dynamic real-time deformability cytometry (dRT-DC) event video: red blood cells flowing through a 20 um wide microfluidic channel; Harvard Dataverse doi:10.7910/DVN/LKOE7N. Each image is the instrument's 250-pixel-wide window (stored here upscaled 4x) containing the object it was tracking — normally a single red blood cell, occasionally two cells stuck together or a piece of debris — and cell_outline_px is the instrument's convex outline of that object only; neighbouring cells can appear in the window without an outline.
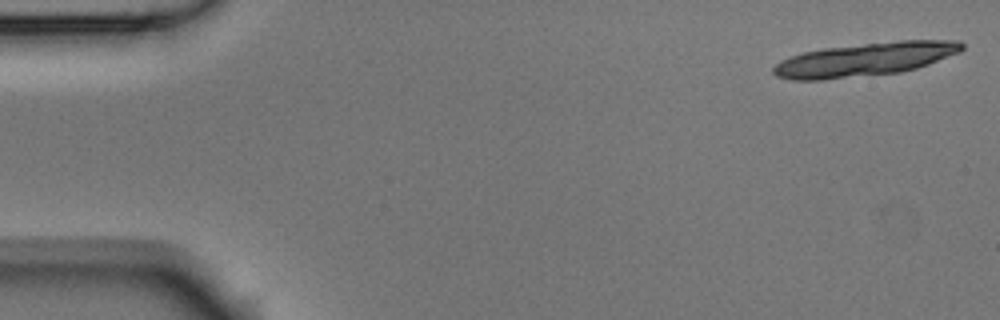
{"species": "Egyptian fruit bat (a non-hibernating species)", "species_latin": "Rousettus aegyptiacus", "temperature_condition": "room temperature", "stored_images_in_passage": 4, "camera_frame_rate_fps": 3000, "um_per_image_px": 0.085, "animal": {"sex": "male"}, "frame": {"image": 1, "passage_image": 1, "time_ms": 0.0, "image_size_px": [1000, 320], "cell_outline_px": [[964, 48], [960, 52], [928, 64], [916, 68], [900, 72], [824, 80], [792, 80], [776, 76], [772, 72], [772, 68], [780, 60], [804, 52], [824, 48], [900, 40], [960, 40], [964, 44]], "centroid_in_image_um": [73.52, 5.05], "position_along_channel_um": 11.5, "area_um2": 36.7}}
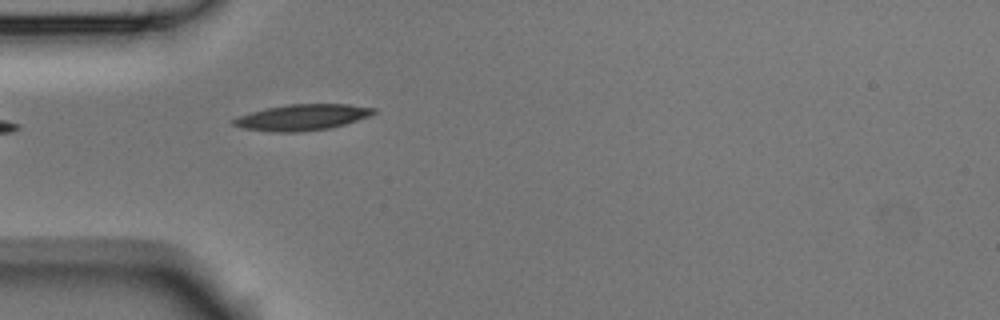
{"frame": {"image": 2, "passage_image": 4, "time_ms": 1.0, "image_size_px": [1000, 320], "cell_outline_px": [[376, 112], [368, 116], [344, 124], [328, 128], [296, 132], [268, 132], [244, 128], [232, 124], [232, 120], [236, 116], [268, 108], [288, 104], [348, 104], [376, 108]], "centroid_in_image_um": [25.66, 9.97], "position_along_channel_um": 59.3, "area_um2": 21.04}}